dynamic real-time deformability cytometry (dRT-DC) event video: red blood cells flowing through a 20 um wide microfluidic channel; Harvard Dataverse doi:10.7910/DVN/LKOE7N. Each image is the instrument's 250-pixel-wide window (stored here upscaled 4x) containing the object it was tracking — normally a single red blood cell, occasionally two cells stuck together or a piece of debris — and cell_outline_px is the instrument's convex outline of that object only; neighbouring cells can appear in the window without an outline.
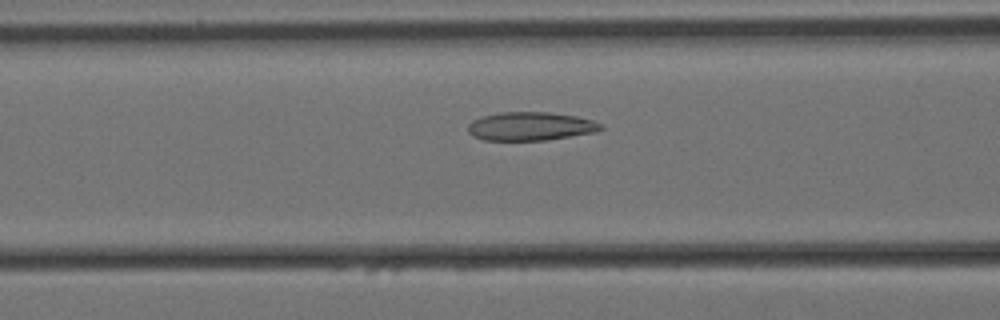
{"species": "Egyptian fruit bat (a non-hibernating species)", "species_latin": "Rousettus aegyptiacus", "temperature_condition": "cold", "stored_images_in_passage": 56, "camera_frame_rate_fps": 3000, "um_per_image_px": 0.085, "animal": {"sex": "female"}, "frame": {"image": 1, "passage_image": 20, "time_ms": 6.333, "image_size_px": [1000, 320], "cell_outline_px": [[604, 128], [592, 132], [548, 140], [484, 140], [472, 136], [468, 132], [468, 124], [472, 120], [480, 116], [500, 112], [548, 112], [576, 116], [592, 120], [604, 124]], "centroid_in_image_um": [45.06, 10.73], "position_along_channel_um": 121.5, "area_um2": 22.14}}
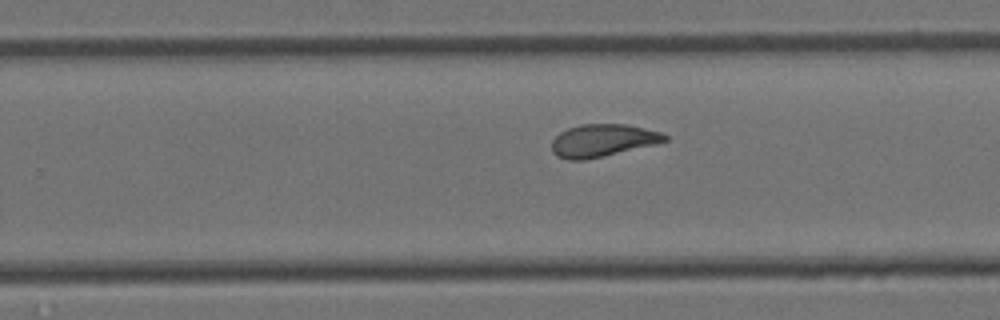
{"frame": {"image": 2, "passage_image": 34, "time_ms": 11.0, "image_size_px": [1000, 320], "cell_outline_px": [[668, 140], [656, 144], [604, 156], [584, 160], [568, 160], [556, 156], [552, 152], [552, 140], [560, 132], [568, 128], [580, 124], [628, 124], [660, 132], [668, 136]], "centroid_in_image_um": [51.21, 11.94], "position_along_channel_um": 278.6, "area_um2": 21.5}}
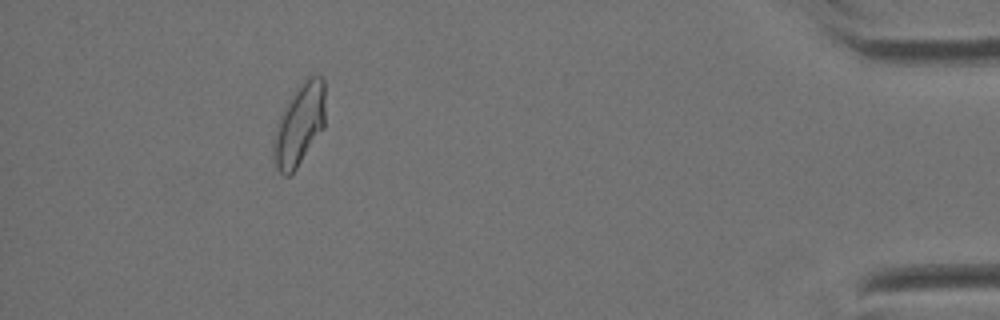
{"frame": {"image": 3, "passage_image": 51, "time_ms": 16.667, "image_size_px": [1000, 320], "cell_outline_px": [[324, 128], [296, 168], [288, 176], [284, 176], [276, 168], [272, 156], [272, 140], [276, 124], [288, 100], [296, 88], [308, 76], [324, 76]], "centroid_in_image_um": [25.42, 10.61], "position_along_channel_um": 409.8, "area_um2": 24.74}, "authors_computed_cell_mechanics": {"area_um2": 22.6865, "velocity_mm_per_s": 3.3785, "shape_relaxation_time_tau1_ms": 10.2041, "shape_relaxation_time_tau2_ms": 1.8377, "deformation_change_tau1": 0.1996, "deformation_change_tau2": 0.0825}}